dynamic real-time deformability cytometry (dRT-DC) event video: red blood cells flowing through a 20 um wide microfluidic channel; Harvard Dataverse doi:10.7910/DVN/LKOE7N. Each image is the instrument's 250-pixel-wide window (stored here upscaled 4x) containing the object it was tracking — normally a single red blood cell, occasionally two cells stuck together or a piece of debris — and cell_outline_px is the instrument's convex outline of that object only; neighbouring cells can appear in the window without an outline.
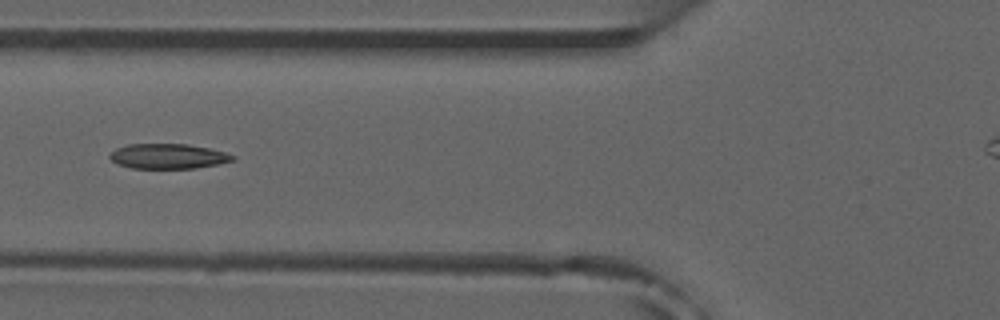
{"species": "common noctule bat (a hibernating species)", "species_latin": "Nyctalus noctula", "temperature_condition": "room temperature", "stored_images_in_passage": 4, "camera_frame_rate_fps": 3000, "um_per_image_px": 0.085, "animal": {"sex": "male", "forearm_length_mm": 52.5}, "frame": {"image": 1, "passage_image": 4, "time_ms": 3.333, "image_size_px": [1000, 320], "cell_outline_px": [[236, 160], [196, 168], [132, 168], [120, 164], [112, 160], [108, 156], [116, 148], [128, 144], [188, 144], [208, 148], [224, 152], [236, 156]], "centroid_in_image_um": [14.3, 13.27], "position_along_channel_um": 111.5, "area_um2": 17.74}}